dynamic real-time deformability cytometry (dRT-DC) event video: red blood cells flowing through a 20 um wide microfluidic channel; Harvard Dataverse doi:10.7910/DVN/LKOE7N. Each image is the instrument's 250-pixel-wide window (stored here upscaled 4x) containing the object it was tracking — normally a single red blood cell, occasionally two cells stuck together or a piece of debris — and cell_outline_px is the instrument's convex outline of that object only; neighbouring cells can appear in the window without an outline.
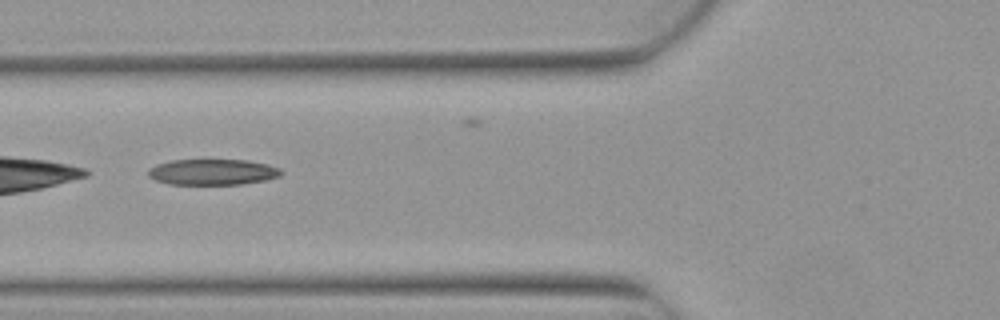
{"species": "Egyptian fruit bat (a non-hibernating species)", "species_latin": "Rousettus aegyptiacus", "temperature_condition": "warm", "stored_images_in_passage": 4, "camera_frame_rate_fps": 3000, "um_per_image_px": 0.085, "animal": {"sex": "female"}, "frame": {"image": 1, "passage_image": 4, "time_ms": 1.0, "image_size_px": [1000, 320], "cell_outline_px": [[284, 172], [280, 176], [268, 180], [240, 184], [168, 184], [156, 180], [148, 176], [148, 168], [156, 164], [172, 160], [248, 160], [268, 164], [280, 168]], "centroid_in_image_um": [18.1, 14.62], "position_along_channel_um": 107.7, "area_um2": 20.17}}